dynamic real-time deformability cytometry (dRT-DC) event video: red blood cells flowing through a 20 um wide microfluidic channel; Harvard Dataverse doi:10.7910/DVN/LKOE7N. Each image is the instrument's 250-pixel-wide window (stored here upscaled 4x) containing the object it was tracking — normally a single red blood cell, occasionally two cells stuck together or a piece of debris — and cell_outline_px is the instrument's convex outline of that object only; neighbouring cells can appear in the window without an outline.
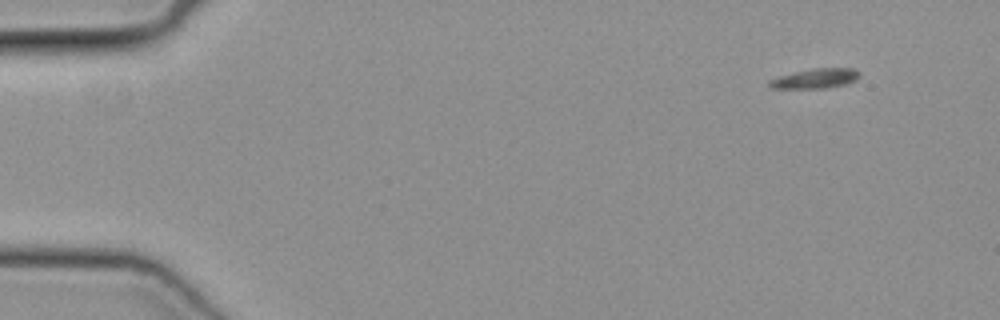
{"species": "common noctule bat (a hibernating species)", "species_latin": "Nyctalus noctula", "temperature_condition": "cold", "stored_images_in_passage": 50, "camera_frame_rate_fps": 3000, "um_per_image_px": 0.085, "animal": {"sex": "female", "body_mass_g": 19.3, "forearm_length_mm": 54.1}, "frame": {"image": 1, "passage_image": 1, "time_ms": 0.0, "image_size_px": [1000, 320], "cell_outline_px": [[860, 76], [856, 80], [848, 84], [824, 88], [772, 88], [768, 84], [768, 80], [780, 76], [812, 68], [852, 68], [860, 72]], "centroid_in_image_um": [69.35, 6.67], "position_along_channel_um": 15.7, "area_um2": 10.35}}
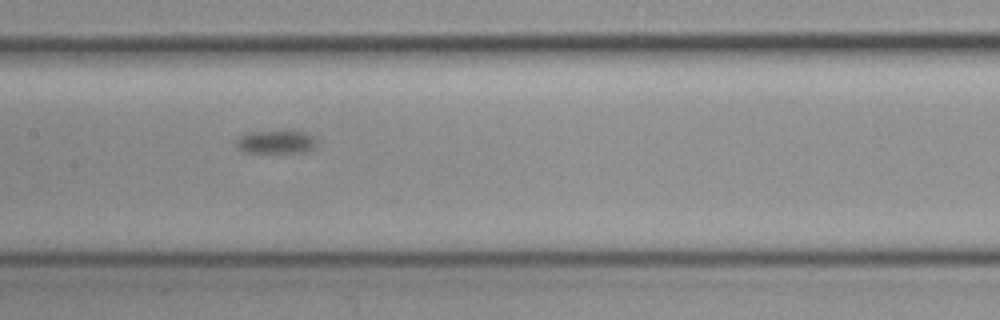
{"frame": {"image": 2, "passage_image": 23, "time_ms": 7.333, "image_size_px": [1000, 320], "cell_outline_px": [[316, 144], [312, 148], [292, 152], [248, 152], [240, 148], [236, 144], [236, 140], [240, 136], [252, 132], [280, 128], [292, 128], [308, 132], [312, 136]], "centroid_in_image_um": [23.48, 11.97], "position_along_channel_um": 183.9, "area_um2": 11.16}}
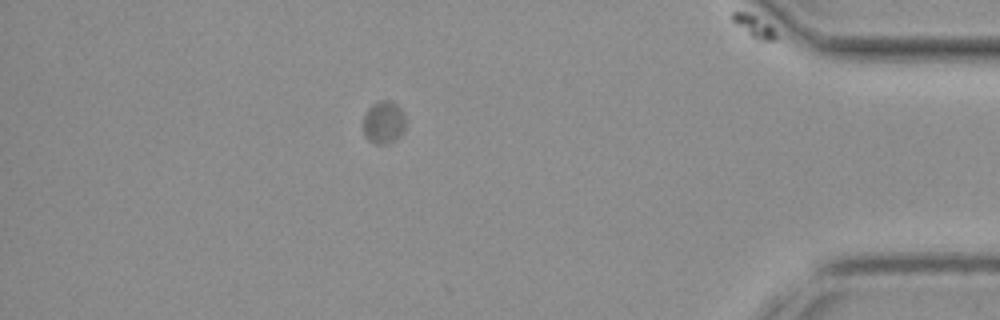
{"frame": {"image": 3, "passage_image": 43, "time_ms": 14.0, "image_size_px": [1000, 320], "cell_outline_px": [[404, 128], [400, 136], [396, 140], [384, 144], [376, 144], [368, 140], [364, 136], [364, 116], [368, 108], [372, 104], [380, 100], [388, 100], [396, 104], [400, 108], [404, 116]], "centroid_in_image_um": [32.6, 10.4], "position_along_channel_um": 402.6, "area_um2": 10.46}}